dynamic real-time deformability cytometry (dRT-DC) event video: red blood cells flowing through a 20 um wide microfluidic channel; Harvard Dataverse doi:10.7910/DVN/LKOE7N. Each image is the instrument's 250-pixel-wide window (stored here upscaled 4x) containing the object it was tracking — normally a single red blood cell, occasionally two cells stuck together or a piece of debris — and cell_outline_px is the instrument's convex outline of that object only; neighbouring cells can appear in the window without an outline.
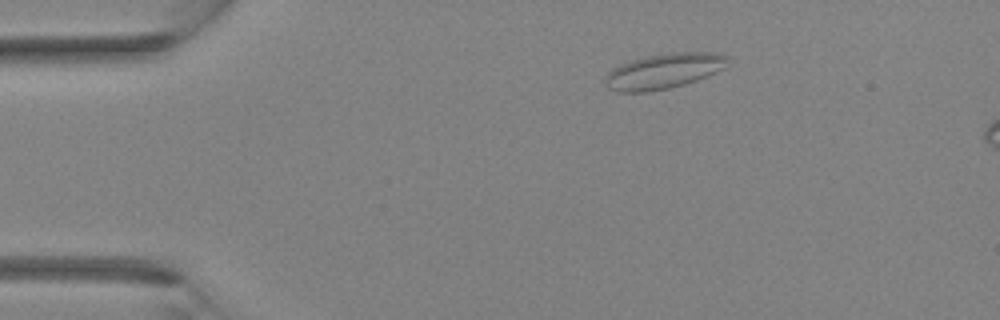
{"species": "Egyptian fruit bat (a non-hibernating species)", "species_latin": "Rousettus aegyptiacus", "temperature_condition": "room temperature", "stored_images_in_passage": 4, "camera_frame_rate_fps": 3000, "um_per_image_px": 0.085, "animal": {"sex": "female"}, "frame": {"image": 1, "passage_image": 2, "time_ms": 1.0, "image_size_px": [1000, 320], "cell_outline_px": [[732, 64], [708, 76], [684, 84], [668, 88], [648, 92], [616, 92], [608, 88], [604, 84], [604, 76], [612, 68], [620, 64], [632, 60], [648, 56], [672, 52], [716, 52], [728, 56]], "centroid_in_image_um": [56.44, 6.04], "position_along_channel_um": 28.6, "area_um2": 25.55}}